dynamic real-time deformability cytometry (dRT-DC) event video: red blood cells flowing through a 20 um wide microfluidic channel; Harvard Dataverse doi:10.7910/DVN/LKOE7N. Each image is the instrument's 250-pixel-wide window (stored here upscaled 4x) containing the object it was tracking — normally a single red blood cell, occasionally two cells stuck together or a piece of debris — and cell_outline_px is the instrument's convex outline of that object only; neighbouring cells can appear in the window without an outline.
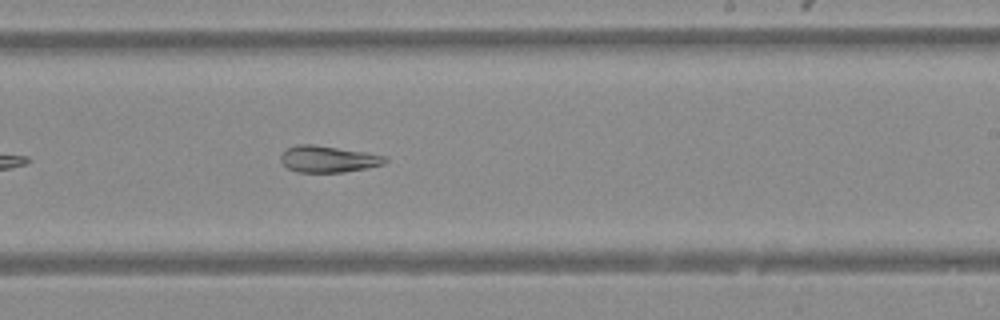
{"species": "Egyptian fruit bat (a non-hibernating species)", "species_latin": "Rousettus aegyptiacus", "temperature_condition": "warm", "stored_images_in_passage": 35, "camera_frame_rate_fps": 3000, "um_per_image_px": 0.085, "animal": {"sex": "female"}, "frame": {"image": 1, "passage_image": 16, "time_ms": 5.0, "image_size_px": [1000, 320], "cell_outline_px": [[388, 160], [384, 164], [368, 168], [344, 172], [296, 172], [288, 168], [280, 160], [280, 156], [288, 148], [296, 144], [312, 144], [364, 152], [388, 156]], "centroid_in_image_um": [27.91, 13.52], "position_along_channel_um": 261.1, "area_um2": 16.13}}
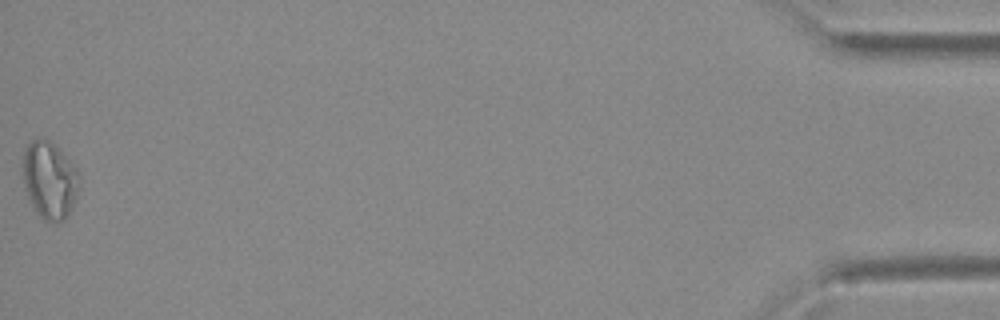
{"frame": {"image": 2, "passage_image": 35, "time_ms": 11.333, "image_size_px": [1000, 320], "cell_outline_px": [[76, 200], [72, 208], [64, 220], [44, 220], [36, 212], [28, 196], [24, 184], [24, 148], [32, 140], [44, 136], [60, 148], [76, 168]], "centroid_in_image_um": [4.19, 15.25], "position_along_channel_um": 431.0, "area_um2": 24.85}}